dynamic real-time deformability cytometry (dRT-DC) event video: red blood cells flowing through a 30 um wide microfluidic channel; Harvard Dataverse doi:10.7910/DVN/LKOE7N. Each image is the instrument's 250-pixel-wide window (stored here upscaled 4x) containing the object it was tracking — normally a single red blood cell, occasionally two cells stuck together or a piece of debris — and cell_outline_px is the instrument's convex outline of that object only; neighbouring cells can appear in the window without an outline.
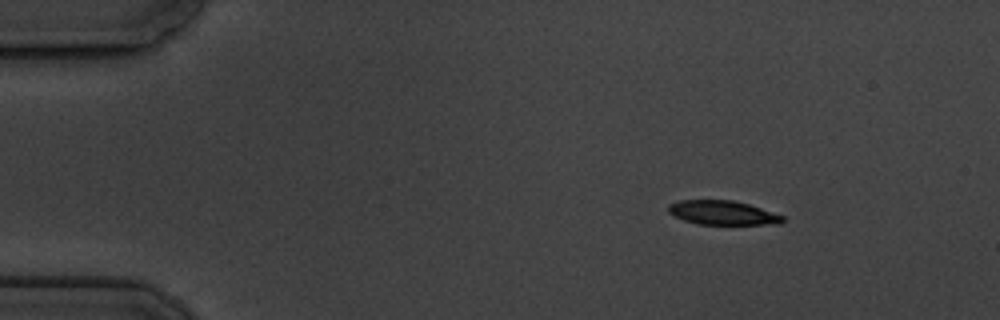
{"species": "common noctule bat (a hibernating species)", "species_latin": "Nyctalus noctula", "temperature_condition": "cold", "stored_images_in_passage": 4, "segment_of_instrument_passage": [1, 2], "camera_frame_rate_fps": 3000, "um_per_image_px": 0.085, "animal": {"sex": "male", "body_mass_g": 19.5, "forearm_length_mm": 54.6}, "frame": {"image": 1, "passage_image": 1, "time_ms": 0.0, "image_size_px": [1000, 320], "cell_outline_px": [[784, 220], [780, 224], [696, 224], [684, 220], [668, 212], [668, 204], [680, 200], [732, 200], [748, 204], [784, 216]], "centroid_in_image_um": [61.41, 18.08], "position_along_channel_um": 23.6, "area_um2": 15.95}}